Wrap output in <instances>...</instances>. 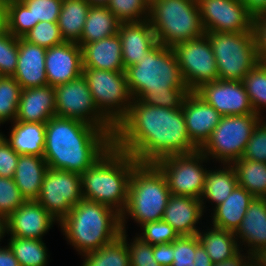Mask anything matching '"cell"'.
Instances as JSON below:
<instances>
[{
	"mask_svg": "<svg viewBox=\"0 0 266 266\" xmlns=\"http://www.w3.org/2000/svg\"><path fill=\"white\" fill-rule=\"evenodd\" d=\"M253 199V195L237 185L224 202L211 210L210 225L235 232Z\"/></svg>",
	"mask_w": 266,
	"mask_h": 266,
	"instance_id": "26",
	"label": "cell"
},
{
	"mask_svg": "<svg viewBox=\"0 0 266 266\" xmlns=\"http://www.w3.org/2000/svg\"><path fill=\"white\" fill-rule=\"evenodd\" d=\"M148 20L157 43L167 47L205 35L197 0H159Z\"/></svg>",
	"mask_w": 266,
	"mask_h": 266,
	"instance_id": "7",
	"label": "cell"
},
{
	"mask_svg": "<svg viewBox=\"0 0 266 266\" xmlns=\"http://www.w3.org/2000/svg\"><path fill=\"white\" fill-rule=\"evenodd\" d=\"M48 165L43 157L19 155L13 180L26 200H37Z\"/></svg>",
	"mask_w": 266,
	"mask_h": 266,
	"instance_id": "29",
	"label": "cell"
},
{
	"mask_svg": "<svg viewBox=\"0 0 266 266\" xmlns=\"http://www.w3.org/2000/svg\"><path fill=\"white\" fill-rule=\"evenodd\" d=\"M195 93L222 116L255 113L242 81H212Z\"/></svg>",
	"mask_w": 266,
	"mask_h": 266,
	"instance_id": "16",
	"label": "cell"
},
{
	"mask_svg": "<svg viewBox=\"0 0 266 266\" xmlns=\"http://www.w3.org/2000/svg\"><path fill=\"white\" fill-rule=\"evenodd\" d=\"M127 233L128 231L121 230L120 236L126 242L130 266H161L154 260L153 245L144 241L137 234L130 240Z\"/></svg>",
	"mask_w": 266,
	"mask_h": 266,
	"instance_id": "40",
	"label": "cell"
},
{
	"mask_svg": "<svg viewBox=\"0 0 266 266\" xmlns=\"http://www.w3.org/2000/svg\"><path fill=\"white\" fill-rule=\"evenodd\" d=\"M106 6L121 23L149 19L150 8L143 0H110Z\"/></svg>",
	"mask_w": 266,
	"mask_h": 266,
	"instance_id": "38",
	"label": "cell"
},
{
	"mask_svg": "<svg viewBox=\"0 0 266 266\" xmlns=\"http://www.w3.org/2000/svg\"><path fill=\"white\" fill-rule=\"evenodd\" d=\"M22 88L13 76H0V123H12L18 114Z\"/></svg>",
	"mask_w": 266,
	"mask_h": 266,
	"instance_id": "37",
	"label": "cell"
},
{
	"mask_svg": "<svg viewBox=\"0 0 266 266\" xmlns=\"http://www.w3.org/2000/svg\"><path fill=\"white\" fill-rule=\"evenodd\" d=\"M54 89L56 116L97 126L113 137L115 127L98 111L83 74Z\"/></svg>",
	"mask_w": 266,
	"mask_h": 266,
	"instance_id": "12",
	"label": "cell"
},
{
	"mask_svg": "<svg viewBox=\"0 0 266 266\" xmlns=\"http://www.w3.org/2000/svg\"><path fill=\"white\" fill-rule=\"evenodd\" d=\"M138 162L128 153L111 146L81 174L83 199L114 209L120 215L128 202V186Z\"/></svg>",
	"mask_w": 266,
	"mask_h": 266,
	"instance_id": "4",
	"label": "cell"
},
{
	"mask_svg": "<svg viewBox=\"0 0 266 266\" xmlns=\"http://www.w3.org/2000/svg\"><path fill=\"white\" fill-rule=\"evenodd\" d=\"M145 2V4L151 8L156 2H158L159 0H143Z\"/></svg>",
	"mask_w": 266,
	"mask_h": 266,
	"instance_id": "59",
	"label": "cell"
},
{
	"mask_svg": "<svg viewBox=\"0 0 266 266\" xmlns=\"http://www.w3.org/2000/svg\"><path fill=\"white\" fill-rule=\"evenodd\" d=\"M234 235L240 249L252 256L266 248V198L254 197Z\"/></svg>",
	"mask_w": 266,
	"mask_h": 266,
	"instance_id": "23",
	"label": "cell"
},
{
	"mask_svg": "<svg viewBox=\"0 0 266 266\" xmlns=\"http://www.w3.org/2000/svg\"><path fill=\"white\" fill-rule=\"evenodd\" d=\"M54 116H56L54 87L45 85L21 91L15 121L46 123Z\"/></svg>",
	"mask_w": 266,
	"mask_h": 266,
	"instance_id": "24",
	"label": "cell"
},
{
	"mask_svg": "<svg viewBox=\"0 0 266 266\" xmlns=\"http://www.w3.org/2000/svg\"><path fill=\"white\" fill-rule=\"evenodd\" d=\"M19 154L4 139L0 143V177L13 178Z\"/></svg>",
	"mask_w": 266,
	"mask_h": 266,
	"instance_id": "48",
	"label": "cell"
},
{
	"mask_svg": "<svg viewBox=\"0 0 266 266\" xmlns=\"http://www.w3.org/2000/svg\"><path fill=\"white\" fill-rule=\"evenodd\" d=\"M45 71L48 85L55 87L83 73L82 51L76 42L64 41L46 50Z\"/></svg>",
	"mask_w": 266,
	"mask_h": 266,
	"instance_id": "18",
	"label": "cell"
},
{
	"mask_svg": "<svg viewBox=\"0 0 266 266\" xmlns=\"http://www.w3.org/2000/svg\"><path fill=\"white\" fill-rule=\"evenodd\" d=\"M8 6L7 0H0V35L8 32Z\"/></svg>",
	"mask_w": 266,
	"mask_h": 266,
	"instance_id": "55",
	"label": "cell"
},
{
	"mask_svg": "<svg viewBox=\"0 0 266 266\" xmlns=\"http://www.w3.org/2000/svg\"><path fill=\"white\" fill-rule=\"evenodd\" d=\"M139 230L140 232L136 234L153 246L161 243H172L179 237L174 228L163 219L147 222L141 225Z\"/></svg>",
	"mask_w": 266,
	"mask_h": 266,
	"instance_id": "42",
	"label": "cell"
},
{
	"mask_svg": "<svg viewBox=\"0 0 266 266\" xmlns=\"http://www.w3.org/2000/svg\"><path fill=\"white\" fill-rule=\"evenodd\" d=\"M7 245L13 251L20 266H47L49 265V250L43 239H23L9 237Z\"/></svg>",
	"mask_w": 266,
	"mask_h": 266,
	"instance_id": "34",
	"label": "cell"
},
{
	"mask_svg": "<svg viewBox=\"0 0 266 266\" xmlns=\"http://www.w3.org/2000/svg\"><path fill=\"white\" fill-rule=\"evenodd\" d=\"M18 61V37L9 32L0 35V75L13 76Z\"/></svg>",
	"mask_w": 266,
	"mask_h": 266,
	"instance_id": "44",
	"label": "cell"
},
{
	"mask_svg": "<svg viewBox=\"0 0 266 266\" xmlns=\"http://www.w3.org/2000/svg\"><path fill=\"white\" fill-rule=\"evenodd\" d=\"M90 6L86 0L62 1L57 24L64 41L80 40Z\"/></svg>",
	"mask_w": 266,
	"mask_h": 266,
	"instance_id": "32",
	"label": "cell"
},
{
	"mask_svg": "<svg viewBox=\"0 0 266 266\" xmlns=\"http://www.w3.org/2000/svg\"><path fill=\"white\" fill-rule=\"evenodd\" d=\"M0 266H20L8 245H0Z\"/></svg>",
	"mask_w": 266,
	"mask_h": 266,
	"instance_id": "53",
	"label": "cell"
},
{
	"mask_svg": "<svg viewBox=\"0 0 266 266\" xmlns=\"http://www.w3.org/2000/svg\"><path fill=\"white\" fill-rule=\"evenodd\" d=\"M170 196L160 169L154 163H138L130 176L128 202L121 214V230H128L130 220H134L138 227L161 220Z\"/></svg>",
	"mask_w": 266,
	"mask_h": 266,
	"instance_id": "6",
	"label": "cell"
},
{
	"mask_svg": "<svg viewBox=\"0 0 266 266\" xmlns=\"http://www.w3.org/2000/svg\"><path fill=\"white\" fill-rule=\"evenodd\" d=\"M82 199L81 174L48 168L36 201L59 224Z\"/></svg>",
	"mask_w": 266,
	"mask_h": 266,
	"instance_id": "14",
	"label": "cell"
},
{
	"mask_svg": "<svg viewBox=\"0 0 266 266\" xmlns=\"http://www.w3.org/2000/svg\"><path fill=\"white\" fill-rule=\"evenodd\" d=\"M252 262L256 266H266V248L259 250L252 256Z\"/></svg>",
	"mask_w": 266,
	"mask_h": 266,
	"instance_id": "56",
	"label": "cell"
},
{
	"mask_svg": "<svg viewBox=\"0 0 266 266\" xmlns=\"http://www.w3.org/2000/svg\"><path fill=\"white\" fill-rule=\"evenodd\" d=\"M8 32L14 37H23L33 28L31 11L20 0H7Z\"/></svg>",
	"mask_w": 266,
	"mask_h": 266,
	"instance_id": "39",
	"label": "cell"
},
{
	"mask_svg": "<svg viewBox=\"0 0 266 266\" xmlns=\"http://www.w3.org/2000/svg\"><path fill=\"white\" fill-rule=\"evenodd\" d=\"M173 49L189 92L218 79L215 56L206 35L176 44Z\"/></svg>",
	"mask_w": 266,
	"mask_h": 266,
	"instance_id": "13",
	"label": "cell"
},
{
	"mask_svg": "<svg viewBox=\"0 0 266 266\" xmlns=\"http://www.w3.org/2000/svg\"><path fill=\"white\" fill-rule=\"evenodd\" d=\"M3 125L2 123H0V126ZM5 139V134L4 132H1L0 130V143Z\"/></svg>",
	"mask_w": 266,
	"mask_h": 266,
	"instance_id": "60",
	"label": "cell"
},
{
	"mask_svg": "<svg viewBox=\"0 0 266 266\" xmlns=\"http://www.w3.org/2000/svg\"><path fill=\"white\" fill-rule=\"evenodd\" d=\"M10 124L5 140L16 153L44 156L45 123L14 121Z\"/></svg>",
	"mask_w": 266,
	"mask_h": 266,
	"instance_id": "28",
	"label": "cell"
},
{
	"mask_svg": "<svg viewBox=\"0 0 266 266\" xmlns=\"http://www.w3.org/2000/svg\"><path fill=\"white\" fill-rule=\"evenodd\" d=\"M253 32L260 62L266 60V12L253 17Z\"/></svg>",
	"mask_w": 266,
	"mask_h": 266,
	"instance_id": "49",
	"label": "cell"
},
{
	"mask_svg": "<svg viewBox=\"0 0 266 266\" xmlns=\"http://www.w3.org/2000/svg\"><path fill=\"white\" fill-rule=\"evenodd\" d=\"M195 266H213L214 263L208 256L207 252L200 244L198 236L196 235V253L194 257Z\"/></svg>",
	"mask_w": 266,
	"mask_h": 266,
	"instance_id": "52",
	"label": "cell"
},
{
	"mask_svg": "<svg viewBox=\"0 0 266 266\" xmlns=\"http://www.w3.org/2000/svg\"><path fill=\"white\" fill-rule=\"evenodd\" d=\"M23 38L46 49L64 42L57 22L40 21Z\"/></svg>",
	"mask_w": 266,
	"mask_h": 266,
	"instance_id": "41",
	"label": "cell"
},
{
	"mask_svg": "<svg viewBox=\"0 0 266 266\" xmlns=\"http://www.w3.org/2000/svg\"><path fill=\"white\" fill-rule=\"evenodd\" d=\"M90 5L106 6L110 0H86Z\"/></svg>",
	"mask_w": 266,
	"mask_h": 266,
	"instance_id": "58",
	"label": "cell"
},
{
	"mask_svg": "<svg viewBox=\"0 0 266 266\" xmlns=\"http://www.w3.org/2000/svg\"><path fill=\"white\" fill-rule=\"evenodd\" d=\"M182 110L188 136L200 149L210 138L222 115L195 92H189L186 95Z\"/></svg>",
	"mask_w": 266,
	"mask_h": 266,
	"instance_id": "19",
	"label": "cell"
},
{
	"mask_svg": "<svg viewBox=\"0 0 266 266\" xmlns=\"http://www.w3.org/2000/svg\"><path fill=\"white\" fill-rule=\"evenodd\" d=\"M213 167L206 173L204 189L199 199L205 213L208 208L207 203H211L213 210L224 202L238 185L236 172L231 164H219L218 168L214 165Z\"/></svg>",
	"mask_w": 266,
	"mask_h": 266,
	"instance_id": "27",
	"label": "cell"
},
{
	"mask_svg": "<svg viewBox=\"0 0 266 266\" xmlns=\"http://www.w3.org/2000/svg\"><path fill=\"white\" fill-rule=\"evenodd\" d=\"M231 165L240 187L256 198H266V163L239 158Z\"/></svg>",
	"mask_w": 266,
	"mask_h": 266,
	"instance_id": "33",
	"label": "cell"
},
{
	"mask_svg": "<svg viewBox=\"0 0 266 266\" xmlns=\"http://www.w3.org/2000/svg\"><path fill=\"white\" fill-rule=\"evenodd\" d=\"M25 201L13 178L0 177V217L7 219Z\"/></svg>",
	"mask_w": 266,
	"mask_h": 266,
	"instance_id": "43",
	"label": "cell"
},
{
	"mask_svg": "<svg viewBox=\"0 0 266 266\" xmlns=\"http://www.w3.org/2000/svg\"><path fill=\"white\" fill-rule=\"evenodd\" d=\"M266 116L253 130L241 158L266 163Z\"/></svg>",
	"mask_w": 266,
	"mask_h": 266,
	"instance_id": "46",
	"label": "cell"
},
{
	"mask_svg": "<svg viewBox=\"0 0 266 266\" xmlns=\"http://www.w3.org/2000/svg\"><path fill=\"white\" fill-rule=\"evenodd\" d=\"M252 263V255L240 250L232 258L216 263L213 266H250Z\"/></svg>",
	"mask_w": 266,
	"mask_h": 266,
	"instance_id": "51",
	"label": "cell"
},
{
	"mask_svg": "<svg viewBox=\"0 0 266 266\" xmlns=\"http://www.w3.org/2000/svg\"><path fill=\"white\" fill-rule=\"evenodd\" d=\"M204 213L199 199L171 194L162 219L169 223L179 236H192L197 235L202 228L198 224H203Z\"/></svg>",
	"mask_w": 266,
	"mask_h": 266,
	"instance_id": "20",
	"label": "cell"
},
{
	"mask_svg": "<svg viewBox=\"0 0 266 266\" xmlns=\"http://www.w3.org/2000/svg\"><path fill=\"white\" fill-rule=\"evenodd\" d=\"M113 145V137L97 126L70 118L45 123L44 156L48 168L82 174Z\"/></svg>",
	"mask_w": 266,
	"mask_h": 266,
	"instance_id": "2",
	"label": "cell"
},
{
	"mask_svg": "<svg viewBox=\"0 0 266 266\" xmlns=\"http://www.w3.org/2000/svg\"><path fill=\"white\" fill-rule=\"evenodd\" d=\"M121 22L107 6L91 5L84 24L79 45L99 41L118 34Z\"/></svg>",
	"mask_w": 266,
	"mask_h": 266,
	"instance_id": "30",
	"label": "cell"
},
{
	"mask_svg": "<svg viewBox=\"0 0 266 266\" xmlns=\"http://www.w3.org/2000/svg\"><path fill=\"white\" fill-rule=\"evenodd\" d=\"M4 237H6L5 219L0 217V245Z\"/></svg>",
	"mask_w": 266,
	"mask_h": 266,
	"instance_id": "57",
	"label": "cell"
},
{
	"mask_svg": "<svg viewBox=\"0 0 266 266\" xmlns=\"http://www.w3.org/2000/svg\"><path fill=\"white\" fill-rule=\"evenodd\" d=\"M46 48L18 38V61L13 78L23 89L48 85L45 71Z\"/></svg>",
	"mask_w": 266,
	"mask_h": 266,
	"instance_id": "22",
	"label": "cell"
},
{
	"mask_svg": "<svg viewBox=\"0 0 266 266\" xmlns=\"http://www.w3.org/2000/svg\"><path fill=\"white\" fill-rule=\"evenodd\" d=\"M113 146L138 163H155L167 156L199 150L188 136L182 107L151 106L138 99L132 101L114 128Z\"/></svg>",
	"mask_w": 266,
	"mask_h": 266,
	"instance_id": "1",
	"label": "cell"
},
{
	"mask_svg": "<svg viewBox=\"0 0 266 266\" xmlns=\"http://www.w3.org/2000/svg\"><path fill=\"white\" fill-rule=\"evenodd\" d=\"M79 46L82 51L83 68L125 72L121 39L118 34Z\"/></svg>",
	"mask_w": 266,
	"mask_h": 266,
	"instance_id": "25",
	"label": "cell"
},
{
	"mask_svg": "<svg viewBox=\"0 0 266 266\" xmlns=\"http://www.w3.org/2000/svg\"><path fill=\"white\" fill-rule=\"evenodd\" d=\"M208 162L210 163V160L200 150H197L190 154L167 156L154 164L165 176L172 195L200 199L206 173L209 170L205 163L208 164Z\"/></svg>",
	"mask_w": 266,
	"mask_h": 266,
	"instance_id": "11",
	"label": "cell"
},
{
	"mask_svg": "<svg viewBox=\"0 0 266 266\" xmlns=\"http://www.w3.org/2000/svg\"><path fill=\"white\" fill-rule=\"evenodd\" d=\"M205 32H253V16L241 0H197Z\"/></svg>",
	"mask_w": 266,
	"mask_h": 266,
	"instance_id": "15",
	"label": "cell"
},
{
	"mask_svg": "<svg viewBox=\"0 0 266 266\" xmlns=\"http://www.w3.org/2000/svg\"><path fill=\"white\" fill-rule=\"evenodd\" d=\"M82 74L98 111L116 127L133 101L125 72L83 68Z\"/></svg>",
	"mask_w": 266,
	"mask_h": 266,
	"instance_id": "10",
	"label": "cell"
},
{
	"mask_svg": "<svg viewBox=\"0 0 266 266\" xmlns=\"http://www.w3.org/2000/svg\"><path fill=\"white\" fill-rule=\"evenodd\" d=\"M125 74L133 100L151 106L179 109L189 93L174 49L159 43Z\"/></svg>",
	"mask_w": 266,
	"mask_h": 266,
	"instance_id": "3",
	"label": "cell"
},
{
	"mask_svg": "<svg viewBox=\"0 0 266 266\" xmlns=\"http://www.w3.org/2000/svg\"><path fill=\"white\" fill-rule=\"evenodd\" d=\"M247 11L253 16L266 12V0H241Z\"/></svg>",
	"mask_w": 266,
	"mask_h": 266,
	"instance_id": "54",
	"label": "cell"
},
{
	"mask_svg": "<svg viewBox=\"0 0 266 266\" xmlns=\"http://www.w3.org/2000/svg\"><path fill=\"white\" fill-rule=\"evenodd\" d=\"M57 223L36 200H26L5 219L6 235L23 239H44Z\"/></svg>",
	"mask_w": 266,
	"mask_h": 266,
	"instance_id": "17",
	"label": "cell"
},
{
	"mask_svg": "<svg viewBox=\"0 0 266 266\" xmlns=\"http://www.w3.org/2000/svg\"><path fill=\"white\" fill-rule=\"evenodd\" d=\"M263 118L257 113L222 116L199 150L212 163L232 164L243 156L253 130Z\"/></svg>",
	"mask_w": 266,
	"mask_h": 266,
	"instance_id": "9",
	"label": "cell"
},
{
	"mask_svg": "<svg viewBox=\"0 0 266 266\" xmlns=\"http://www.w3.org/2000/svg\"><path fill=\"white\" fill-rule=\"evenodd\" d=\"M57 225L67 244L83 256L120 236L121 215L107 205L82 199Z\"/></svg>",
	"mask_w": 266,
	"mask_h": 266,
	"instance_id": "5",
	"label": "cell"
},
{
	"mask_svg": "<svg viewBox=\"0 0 266 266\" xmlns=\"http://www.w3.org/2000/svg\"><path fill=\"white\" fill-rule=\"evenodd\" d=\"M215 56L218 79L242 81L259 62L254 32H205Z\"/></svg>",
	"mask_w": 266,
	"mask_h": 266,
	"instance_id": "8",
	"label": "cell"
},
{
	"mask_svg": "<svg viewBox=\"0 0 266 266\" xmlns=\"http://www.w3.org/2000/svg\"><path fill=\"white\" fill-rule=\"evenodd\" d=\"M81 258V266H130L129 251L121 236L97 251L84 254Z\"/></svg>",
	"mask_w": 266,
	"mask_h": 266,
	"instance_id": "35",
	"label": "cell"
},
{
	"mask_svg": "<svg viewBox=\"0 0 266 266\" xmlns=\"http://www.w3.org/2000/svg\"><path fill=\"white\" fill-rule=\"evenodd\" d=\"M196 235L179 236L174 240V260L171 266H195Z\"/></svg>",
	"mask_w": 266,
	"mask_h": 266,
	"instance_id": "47",
	"label": "cell"
},
{
	"mask_svg": "<svg viewBox=\"0 0 266 266\" xmlns=\"http://www.w3.org/2000/svg\"><path fill=\"white\" fill-rule=\"evenodd\" d=\"M33 16V27L40 21L57 22L63 0H20Z\"/></svg>",
	"mask_w": 266,
	"mask_h": 266,
	"instance_id": "45",
	"label": "cell"
},
{
	"mask_svg": "<svg viewBox=\"0 0 266 266\" xmlns=\"http://www.w3.org/2000/svg\"><path fill=\"white\" fill-rule=\"evenodd\" d=\"M118 35L122 45L124 68L136 65L158 43L148 19L141 22L121 23Z\"/></svg>",
	"mask_w": 266,
	"mask_h": 266,
	"instance_id": "21",
	"label": "cell"
},
{
	"mask_svg": "<svg viewBox=\"0 0 266 266\" xmlns=\"http://www.w3.org/2000/svg\"><path fill=\"white\" fill-rule=\"evenodd\" d=\"M209 226L201 228L197 236L214 264L232 258L241 250L234 232Z\"/></svg>",
	"mask_w": 266,
	"mask_h": 266,
	"instance_id": "31",
	"label": "cell"
},
{
	"mask_svg": "<svg viewBox=\"0 0 266 266\" xmlns=\"http://www.w3.org/2000/svg\"><path fill=\"white\" fill-rule=\"evenodd\" d=\"M242 83L247 91L255 113L264 117L266 111V64L259 62L243 78ZM265 110V111H264Z\"/></svg>",
	"mask_w": 266,
	"mask_h": 266,
	"instance_id": "36",
	"label": "cell"
},
{
	"mask_svg": "<svg viewBox=\"0 0 266 266\" xmlns=\"http://www.w3.org/2000/svg\"><path fill=\"white\" fill-rule=\"evenodd\" d=\"M174 241L153 246L154 260L161 266H171L174 260Z\"/></svg>",
	"mask_w": 266,
	"mask_h": 266,
	"instance_id": "50",
	"label": "cell"
}]
</instances>
